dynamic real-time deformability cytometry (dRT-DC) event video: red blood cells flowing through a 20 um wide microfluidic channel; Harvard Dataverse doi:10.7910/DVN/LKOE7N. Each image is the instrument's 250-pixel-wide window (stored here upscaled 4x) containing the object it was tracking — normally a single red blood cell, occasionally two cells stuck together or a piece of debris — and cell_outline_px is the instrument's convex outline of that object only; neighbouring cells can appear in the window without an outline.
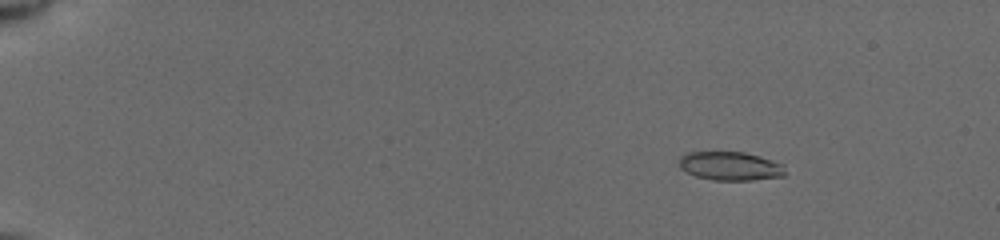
{"species": "common noctule bat (a hibernating species)", "species_latin": "Nyctalus noctula", "temperature_condition": "cold", "stored_images_in_passage": 65, "camera_frame_rate_fps": 3000, "um_per_image_px": 0.085, "animal": {"sex": "female", "body_mass_g": 19.5, "forearm_length_mm": 54.1}, "frame": {"image": 1, "passage_image": 11, "time_ms": 2.333, "image_size_px": [1000, 240], "cell_outline_px": [[784, 176], [752, 180], [712, 180], [696, 176], [680, 168], [680, 156], [688, 152], [744, 152], [760, 156], [784, 164]], "centroid_in_image_um": [62.09, 14.11], "position_along_channel_um": 22.9, "area_um2": 17.69}}
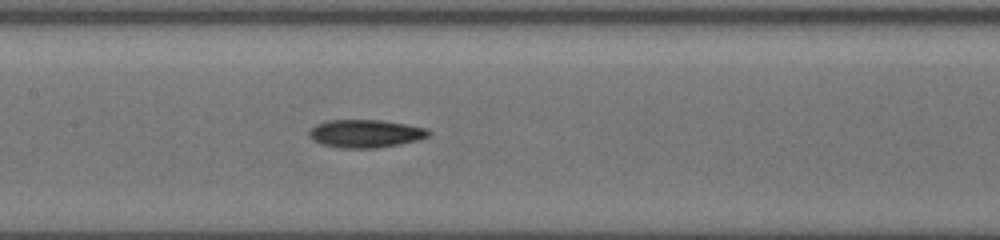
{"frame": {"image": 2, "passage_image": 41, "time_ms": 9.333, "image_size_px": [1000, 240], "cell_outline_px": [[432, 132], [428, 136], [416, 140], [400, 144], [376, 148], [344, 148], [320, 144], [312, 140], [308, 136], [308, 132], [316, 124], [328, 120], [380, 120], [428, 128]], "centroid_in_image_um": [31.04, 11.35], "position_along_channel_um": 176.4, "area_um2": 19.48}}
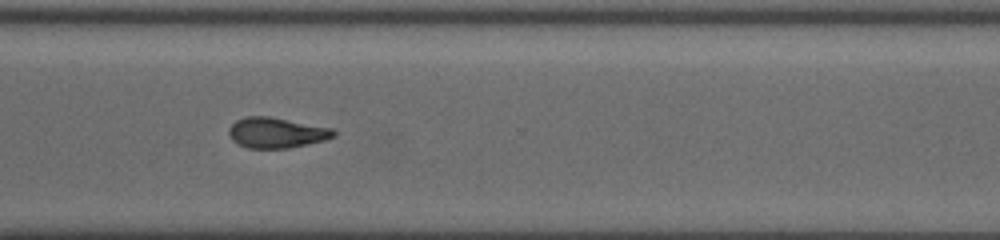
{"frame": {"image": 3, "passage_image": 64, "time_ms": 13.667, "image_size_px": [1000, 240], "cell_outline_px": [[336, 136], [324, 140], [308, 144], [288, 148], [248, 148], [236, 144], [232, 140], [228, 132], [228, 128], [236, 120], [244, 116], [268, 116], [332, 128], [336, 132]], "centroid_in_image_um": [23.47, 11.28], "position_along_channel_um": 347.1, "area_um2": 18.67}}